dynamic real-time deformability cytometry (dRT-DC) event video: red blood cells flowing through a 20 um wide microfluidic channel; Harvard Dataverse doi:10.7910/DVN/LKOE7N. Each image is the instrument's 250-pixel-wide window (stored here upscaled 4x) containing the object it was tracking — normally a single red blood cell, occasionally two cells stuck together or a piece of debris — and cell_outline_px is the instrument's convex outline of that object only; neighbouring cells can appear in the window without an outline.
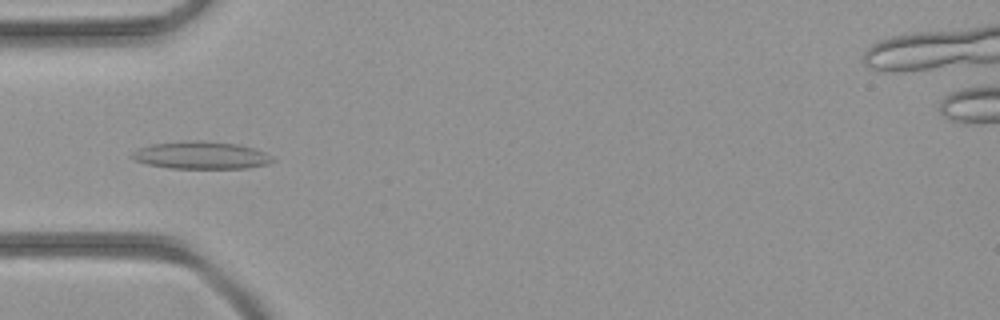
{"species": "common noctule bat (a hibernating species)", "species_latin": "Nyctalus noctula", "temperature_condition": "room temperature", "stored_images_in_passage": 42, "camera_frame_rate_fps": 3000, "um_per_image_px": 0.085, "animal": {"sex": "female", "body_mass_g": 21.9}, "frame": {"image": 1, "passage_image": 13, "time_ms": 4.0, "image_size_px": [1000, 320], "cell_outline_px": [[276, 160], [268, 164], [248, 168], [168, 168], [148, 164], [136, 160], [128, 156], [132, 152], [140, 148], [152, 144], [196, 140], [200, 140], [236, 144], [256, 148], [272, 156]], "centroid_in_image_um": [17.13, 13.2], "position_along_channel_um": 67.9, "area_um2": 22.48}}
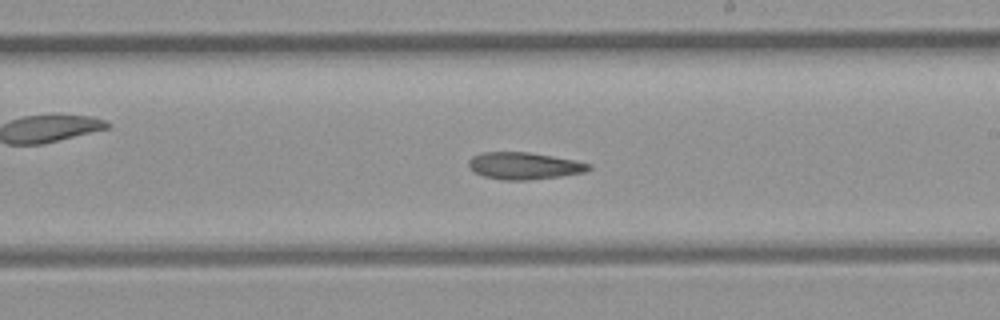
{"frame": {"image": 2, "passage_image": 24, "time_ms": 7.667, "image_size_px": [1000, 320], "cell_outline_px": [[592, 168], [588, 172], [560, 176], [528, 180], [504, 180], [484, 176], [476, 172], [468, 164], [468, 160], [472, 156], [484, 152], [528, 152], [576, 160], [592, 164]], "centroid_in_image_um": [44.61, 14.09], "position_along_channel_um": 244.4, "area_um2": 18.9}}
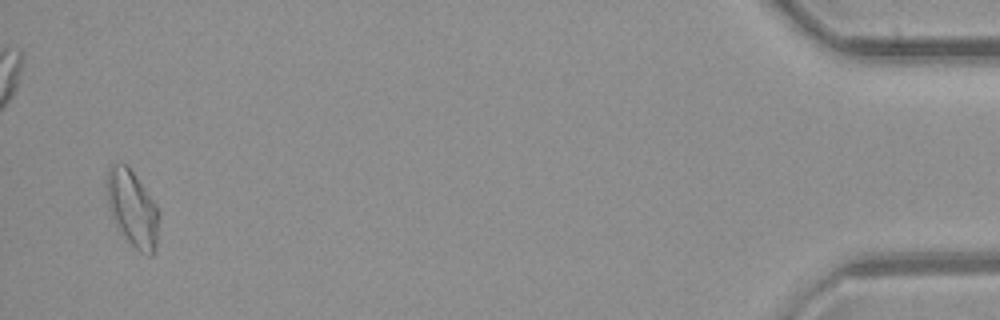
{"frame": {"image": 3, "passage_image": 41, "time_ms": 13.333, "image_size_px": [1000, 320], "cell_outline_px": [[160, 216], [156, 248], [152, 256], [148, 256], [140, 252], [116, 228], [108, 204], [108, 168], [112, 164], [128, 164], [156, 204], [160, 212]], "centroid_in_image_um": [11.3, 17.75], "position_along_channel_um": 423.9, "area_um2": 23.18}}